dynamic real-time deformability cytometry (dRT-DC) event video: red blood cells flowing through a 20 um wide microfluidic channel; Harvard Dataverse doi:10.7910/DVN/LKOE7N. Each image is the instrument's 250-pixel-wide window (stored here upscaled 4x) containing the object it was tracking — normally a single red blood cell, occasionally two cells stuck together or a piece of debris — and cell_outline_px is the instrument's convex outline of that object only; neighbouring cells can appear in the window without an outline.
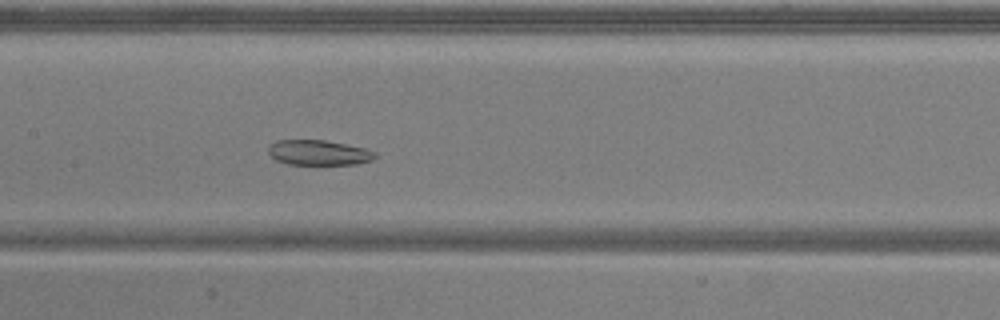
{"species": "common noctule bat (a hibernating species)", "species_latin": "Nyctalus noctula", "temperature_condition": "warm", "stored_images_in_passage": 53, "camera_frame_rate_fps": 3000, "um_per_image_px": 0.085, "animal": {"sex": "male", "body_mass_g": 20.5, "forearm_length_mm": 52.5}, "frame": {"image": 1, "passage_image": 25, "time_ms": 8.0, "image_size_px": [1000, 320], "cell_outline_px": [[376, 156], [372, 160], [356, 164], [288, 164], [276, 160], [268, 152], [268, 144], [276, 140], [324, 140], [364, 148], [376, 152]], "centroid_in_image_um": [27.05, 12.97], "position_along_channel_um": 180.3, "area_um2": 15.55}}
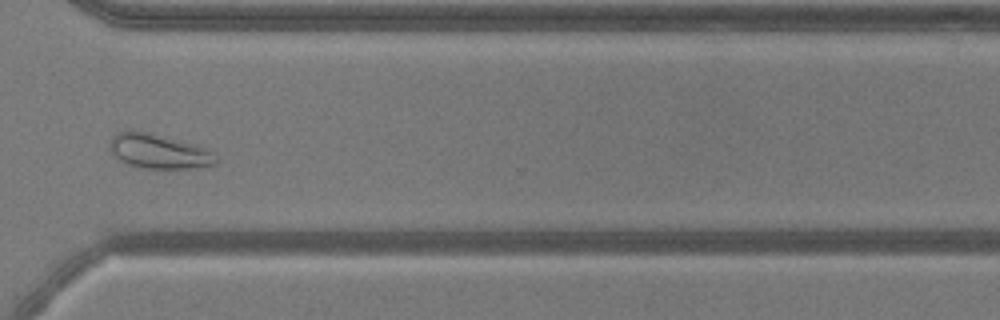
{"frame": {"image": 2, "passage_image": 39, "time_ms": 12.667, "image_size_px": [1000, 320], "cell_outline_px": [[216, 164], [196, 168], [140, 168], [128, 164], [120, 160], [108, 148], [108, 144], [112, 136], [116, 132], [128, 128], [148, 132], [196, 144], [212, 152], [216, 160]], "centroid_in_image_um": [13.42, 12.83], "position_along_channel_um": 357.2, "area_um2": 21.62}}
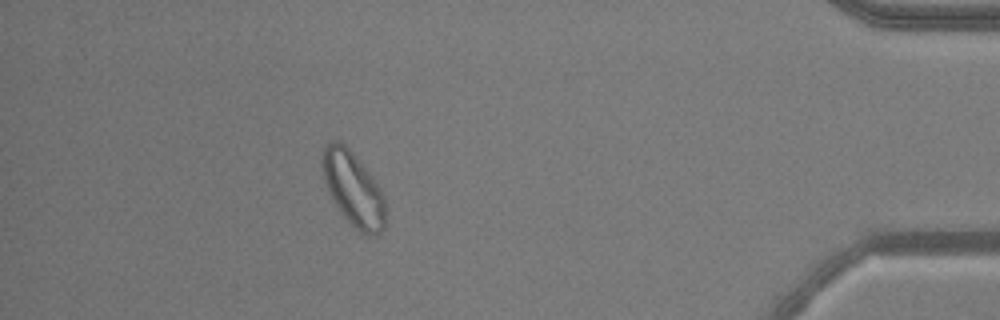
{"frame": {"image": 3, "passage_image": 47, "time_ms": 15.333, "image_size_px": [1000, 320], "cell_outline_px": [[388, 216], [384, 228], [376, 236], [364, 236], [344, 216], [336, 204], [324, 180], [320, 160], [324, 144], [332, 140], [340, 140], [352, 152], [372, 176], [380, 188], [384, 196]], "centroid_in_image_um": [30.05, 16.06], "position_along_channel_um": 405.1, "area_um2": 27.57}, "authors_computed_cell_mechanics": {"area_um2": 24.854, "velocity_mm_per_s": 3.7989, "shape_relaxation_time_tau1_ms": null, "shape_relaxation_time_tau2_ms": 3.8604, "deformation_change_tau1": null, "deformation_change_tau2": 0.0979}}